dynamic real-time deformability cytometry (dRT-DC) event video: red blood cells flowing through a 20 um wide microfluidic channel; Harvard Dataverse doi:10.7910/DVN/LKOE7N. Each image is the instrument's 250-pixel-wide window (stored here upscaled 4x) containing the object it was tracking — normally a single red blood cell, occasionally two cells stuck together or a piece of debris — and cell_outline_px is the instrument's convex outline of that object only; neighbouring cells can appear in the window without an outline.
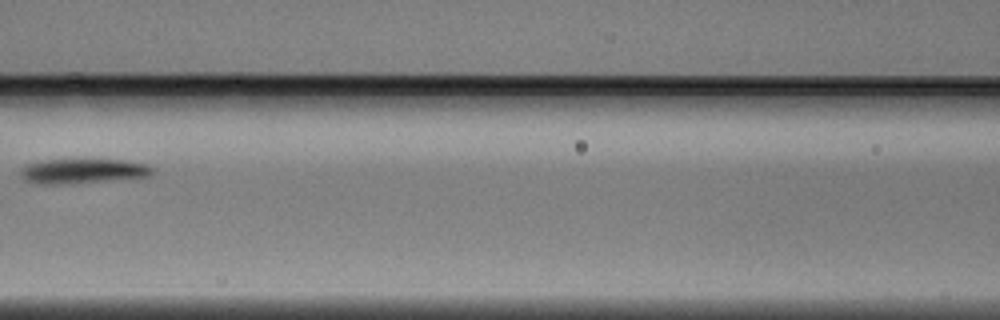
{"species": "Egyptian fruit bat (a non-hibernating species)", "species_latin": "Rousettus aegyptiacus", "temperature_condition": "warm", "stored_images_in_passage": 6, "camera_frame_rate_fps": 3000, "um_per_image_px": 0.085, "animal": {"sex": "male"}, "frame": {"image": 1, "passage_image": 6, "time_ms": 1.667, "image_size_px": [1000, 320], "cell_outline_px": [[152, 172], [148, 176], [56, 184], [36, 184], [24, 180], [20, 176], [20, 172], [28, 164], [44, 160], [124, 160], [148, 164], [152, 168]], "centroid_in_image_um": [6.99, 14.53], "position_along_channel_um": 159.6, "area_um2": 18.38}}